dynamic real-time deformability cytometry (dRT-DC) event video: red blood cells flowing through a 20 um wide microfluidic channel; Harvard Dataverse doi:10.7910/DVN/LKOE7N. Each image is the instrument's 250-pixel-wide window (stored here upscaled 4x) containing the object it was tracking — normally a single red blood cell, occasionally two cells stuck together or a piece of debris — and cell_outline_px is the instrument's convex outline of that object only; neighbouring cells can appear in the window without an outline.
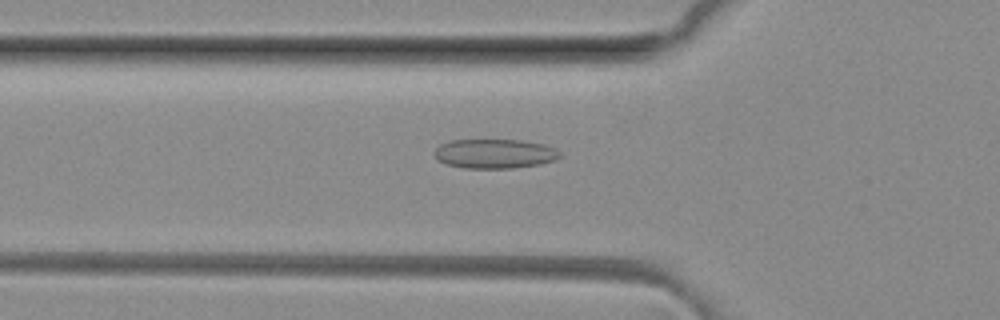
{"species": "common noctule bat (a hibernating species)", "species_latin": "Nyctalus noctula", "temperature_condition": "room temperature", "stored_images_in_passage": 50, "camera_frame_rate_fps": 3000, "um_per_image_px": 0.085, "animal": {"sex": "female", "body_mass_g": 29.2, "forearm_length_mm": 56.3}, "frame": {"image": 1, "passage_image": 17, "time_ms": 5.333, "image_size_px": [1000, 320], "cell_outline_px": [[560, 156], [556, 160], [540, 164], [512, 168], [464, 168], [444, 164], [436, 160], [432, 152], [440, 144], [448, 140], [520, 140], [544, 144], [556, 148], [560, 152]], "centroid_in_image_um": [42.0, 13.06], "position_along_channel_um": 83.8, "area_um2": 21.79}}
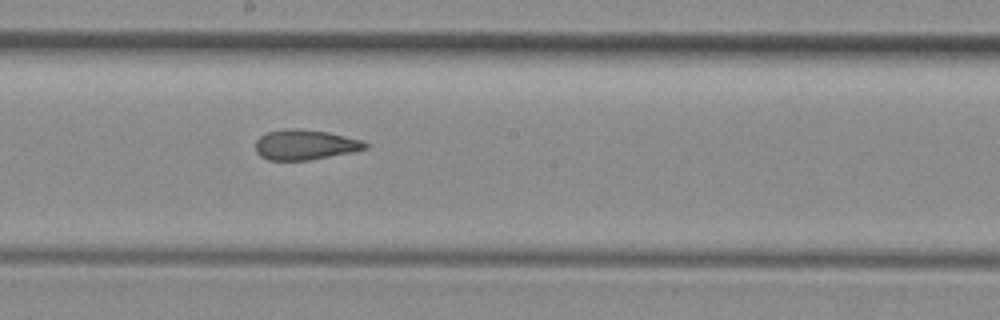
{"frame": {"image": 2, "passage_image": 27, "time_ms": 8.667, "image_size_px": [1000, 320], "cell_outline_px": [[368, 148], [356, 152], [308, 160], [268, 160], [260, 156], [256, 152], [256, 140], [260, 136], [268, 132], [284, 128], [292, 128], [328, 132], [364, 140], [368, 144]], "centroid_in_image_um": [25.97, 12.3], "position_along_channel_um": 222.2, "area_um2": 19.48}}
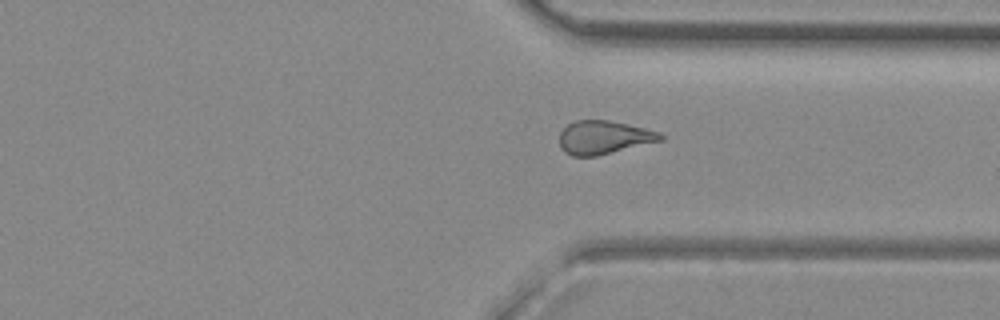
{"frame": {"image": 3, "passage_image": 37, "time_ms": 12.0, "image_size_px": [1000, 320], "cell_outline_px": [[664, 140], [596, 156], [572, 156], [564, 152], [560, 148], [560, 132], [568, 124], [576, 120], [608, 120], [628, 124], [660, 132], [664, 136]], "centroid_in_image_um": [51.33, 11.68], "position_along_channel_um": 360.1, "area_um2": 19.71}, "authors_computed_cell_mechanics": {"area_um2": 20.3167, "velocity_mm_per_s": 4.1417, "shape_relaxation_time_tau1_ms": null, "shape_relaxation_time_tau2_ms": 1.6922, "deformation_change_tau1": null, "deformation_change_tau2": 0.0899}}